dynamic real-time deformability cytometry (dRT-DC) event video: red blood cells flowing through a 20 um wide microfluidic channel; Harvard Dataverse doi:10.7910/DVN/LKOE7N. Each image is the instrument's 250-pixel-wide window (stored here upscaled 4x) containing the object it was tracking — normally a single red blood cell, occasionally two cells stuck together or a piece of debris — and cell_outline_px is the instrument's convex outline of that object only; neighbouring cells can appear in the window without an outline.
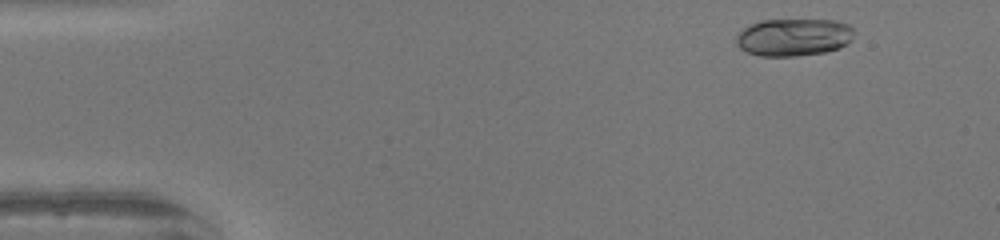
{"species": "human", "species_latin": "Homo sapiens", "temperature_condition": "warm", "stored_images_in_passage": 48, "camera_frame_rate_fps": 3000, "um_per_image_px": 0.085, "donor": {"sex": "female"}, "frame": {"image": 1, "passage_image": 4, "time_ms": 1.0, "image_size_px": [1000, 240], "cell_outline_px": [[852, 36], [840, 48], [824, 52], [796, 56], [760, 56], [748, 52], [740, 48], [736, 44], [736, 36], [744, 28], [760, 20], [836, 20], [848, 24], [852, 28]], "centroid_in_image_um": [67.43, 3.16], "position_along_channel_um": 17.6, "area_um2": 25.55}}
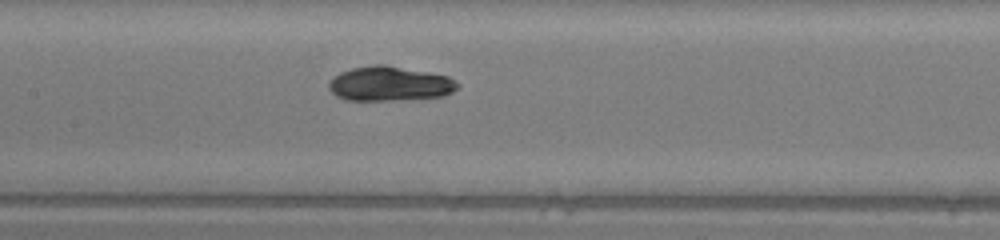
{"frame": {"image": 2, "passage_image": 23, "time_ms": 7.333, "image_size_px": [1000, 240], "cell_outline_px": [[460, 88], [444, 96], [388, 100], [344, 100], [336, 96], [328, 88], [328, 84], [332, 76], [340, 72], [352, 68], [372, 64], [384, 64], [448, 76], [460, 84]], "centroid_in_image_um": [33.1, 7.11], "position_along_channel_um": 174.3, "area_um2": 26.01}}
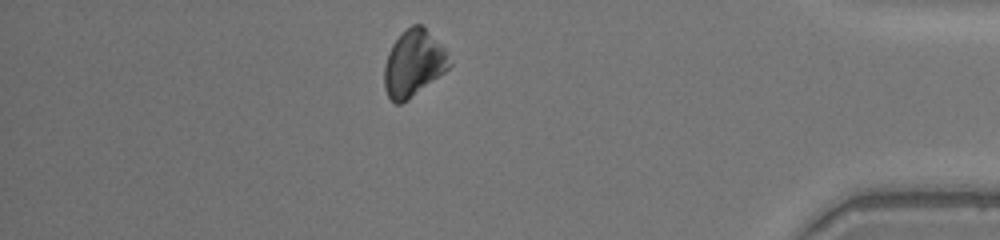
{"frame": {"image": 3, "passage_image": 42, "time_ms": 13.667, "image_size_px": [1000, 240], "cell_outline_px": [[452, 64], [444, 72], [408, 100], [400, 104], [396, 104], [388, 96], [384, 88], [384, 64], [388, 52], [392, 44], [412, 24], [420, 24], [444, 48]], "centroid_in_image_um": [35.13, 5.42], "position_along_channel_um": 400.1, "area_um2": 24.8}, "authors_computed_cell_mechanics": {"area_um2": 25.2297, "velocity_mm_per_s": 4.186, "shape_relaxation_time_tau1_ms": 5.3199, "shape_relaxation_time_tau2_ms": 2.8786, "deformation_change_tau1": 0.1495, "deformation_change_tau2": 0.0388}}